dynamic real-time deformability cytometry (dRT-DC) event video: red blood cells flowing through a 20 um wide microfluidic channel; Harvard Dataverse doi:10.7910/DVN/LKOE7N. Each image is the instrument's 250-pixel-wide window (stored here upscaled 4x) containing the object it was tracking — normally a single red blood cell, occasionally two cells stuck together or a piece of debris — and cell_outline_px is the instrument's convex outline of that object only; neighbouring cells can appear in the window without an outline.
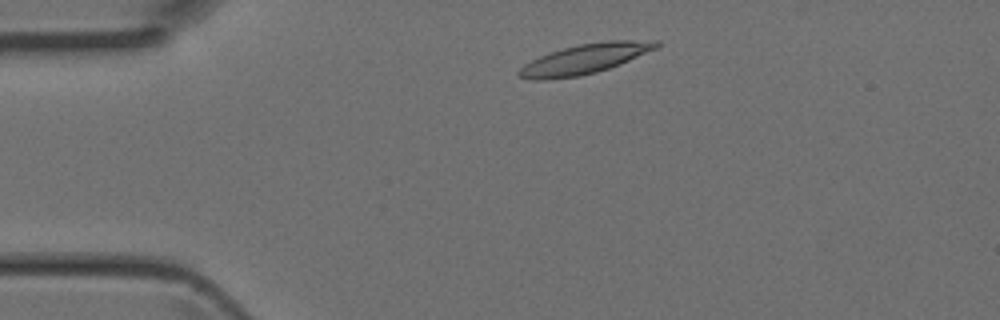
{"species": "Egyptian fruit bat (a non-hibernating species)", "species_latin": "Rousettus aegyptiacus", "temperature_condition": "room temperature", "stored_images_in_passage": 3, "camera_frame_rate_fps": 3000, "um_per_image_px": 0.085, "animal": {"sex": "female"}, "frame": {"image": 1, "passage_image": 1, "time_ms": 0.0, "image_size_px": [1000, 320], "cell_outline_px": [[660, 44], [656, 48], [620, 64], [596, 72], [580, 76], [544, 80], [532, 80], [520, 76], [516, 72], [524, 64], [540, 56], [564, 48], [580, 44], [608, 40], [660, 40]], "centroid_in_image_um": [49.71, 5.01], "position_along_channel_um": 35.3, "area_um2": 23.64}}